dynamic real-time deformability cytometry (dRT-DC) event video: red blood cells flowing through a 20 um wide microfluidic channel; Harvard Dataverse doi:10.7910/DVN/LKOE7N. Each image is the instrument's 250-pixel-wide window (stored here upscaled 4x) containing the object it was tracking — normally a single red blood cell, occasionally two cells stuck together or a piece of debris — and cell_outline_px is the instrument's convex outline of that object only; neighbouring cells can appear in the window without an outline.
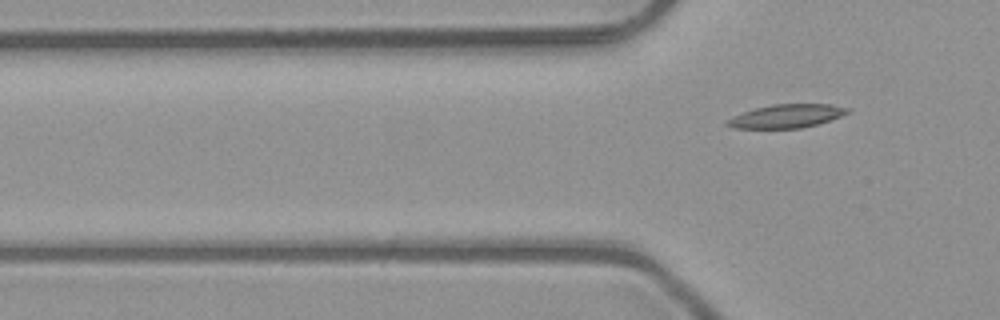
{"species": "common noctule bat (a hibernating species)", "species_latin": "Nyctalus noctula", "temperature_condition": "room temperature", "stored_images_in_passage": 6, "camera_frame_rate_fps": 3000, "um_per_image_px": 0.085, "animal": {"sex": "male", "body_mass_g": 23.1, "forearm_length_mm": 52.7}, "frame": {"image": 1, "passage_image": 6, "time_ms": 1.667, "image_size_px": [1000, 320], "cell_outline_px": [[852, 112], [816, 124], [800, 128], [732, 128], [724, 124], [732, 116], [756, 108], [772, 104], [832, 104], [852, 108]], "centroid_in_image_um": [66.89, 9.86], "position_along_channel_um": 58.9, "area_um2": 16.42}}